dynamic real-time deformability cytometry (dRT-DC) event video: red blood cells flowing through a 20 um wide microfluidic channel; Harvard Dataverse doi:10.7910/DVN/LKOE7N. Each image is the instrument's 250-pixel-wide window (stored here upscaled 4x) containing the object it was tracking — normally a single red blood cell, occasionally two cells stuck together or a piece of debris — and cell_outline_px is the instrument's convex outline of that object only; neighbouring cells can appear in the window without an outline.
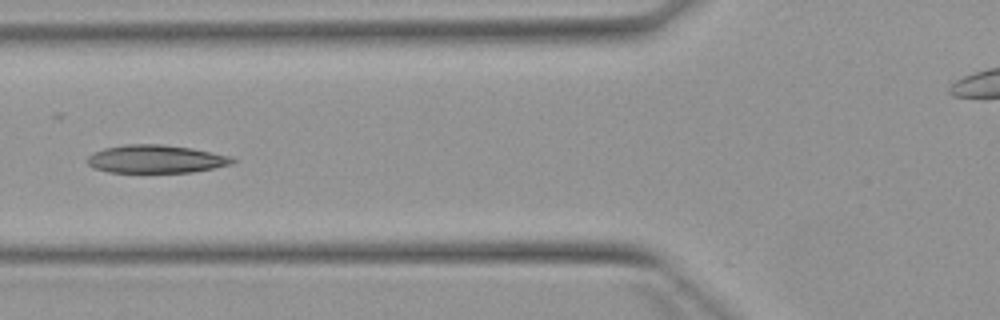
{"species": "Egyptian fruit bat (a non-hibernating species)", "species_latin": "Rousettus aegyptiacus", "temperature_condition": "warm", "stored_images_in_passage": 5, "camera_frame_rate_fps": 3000, "um_per_image_px": 0.085, "animal": {"sex": "female"}, "frame": {"image": 1, "passage_image": 5, "time_ms": 5.0, "image_size_px": [1000, 320], "cell_outline_px": [[236, 160], [232, 164], [192, 172], [108, 172], [92, 168], [88, 164], [88, 156], [92, 152], [104, 148], [124, 144], [160, 144], [192, 148], [232, 156]], "centroid_in_image_um": [13.23, 13.51], "position_along_channel_um": 112.6, "area_um2": 23.81}}